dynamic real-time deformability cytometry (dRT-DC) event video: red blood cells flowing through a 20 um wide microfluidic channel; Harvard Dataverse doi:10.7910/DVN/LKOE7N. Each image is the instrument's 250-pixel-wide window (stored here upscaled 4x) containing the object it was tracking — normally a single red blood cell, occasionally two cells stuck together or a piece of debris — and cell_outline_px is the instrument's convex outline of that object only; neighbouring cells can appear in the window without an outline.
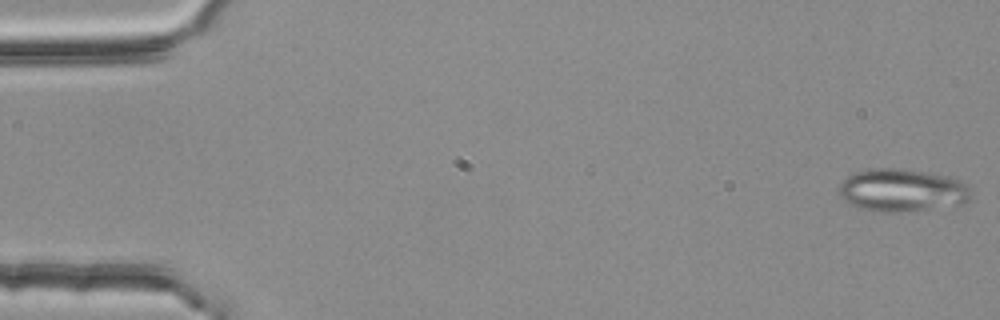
{"species": "common noctule bat (a hibernating species)", "species_latin": "Nyctalus noctula", "temperature_condition": "room temperature", "stored_images_in_passage": 5, "camera_frame_rate_fps": 3000, "um_per_image_px": 0.085, "animal": {"sex": "female", "body_mass_g": 25.1}, "frame": {"image": 1, "passage_image": 1, "time_ms": 0.0, "image_size_px": [1000, 320], "cell_outline_px": [[972, 196], [968, 204], [912, 212], [880, 212], [856, 208], [844, 200], [836, 192], [840, 184], [848, 176], [856, 172], [868, 168], [900, 168], [960, 180], [968, 184], [972, 192]], "centroid_in_image_um": [76.69, 16.21], "position_along_channel_um": 8.3, "area_um2": 33.52}}